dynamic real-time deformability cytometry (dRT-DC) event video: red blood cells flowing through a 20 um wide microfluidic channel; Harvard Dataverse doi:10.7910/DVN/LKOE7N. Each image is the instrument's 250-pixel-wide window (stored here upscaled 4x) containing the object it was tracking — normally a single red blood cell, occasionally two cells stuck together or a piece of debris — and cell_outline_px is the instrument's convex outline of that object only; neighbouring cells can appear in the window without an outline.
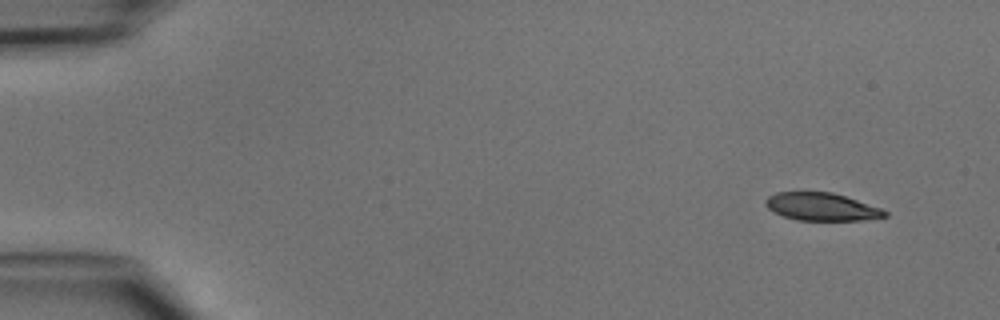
{"species": "common noctule bat (a hibernating species)", "species_latin": "Nyctalus noctula", "temperature_condition": "cold", "stored_images_in_passage": 4, "camera_frame_rate_fps": 3000, "um_per_image_px": 0.085, "animal": {"sex": "male", "body_mass_g": 15.6}, "frame": {"image": 1, "passage_image": 1, "time_ms": 0.0, "image_size_px": [1000, 320], "cell_outline_px": [[888, 216], [864, 220], [796, 220], [784, 216], [768, 208], [764, 204], [764, 200], [768, 196], [776, 192], [832, 192], [880, 208], [888, 212]], "centroid_in_image_um": [69.81, 17.57], "position_along_channel_um": 15.2, "area_um2": 19.13}}
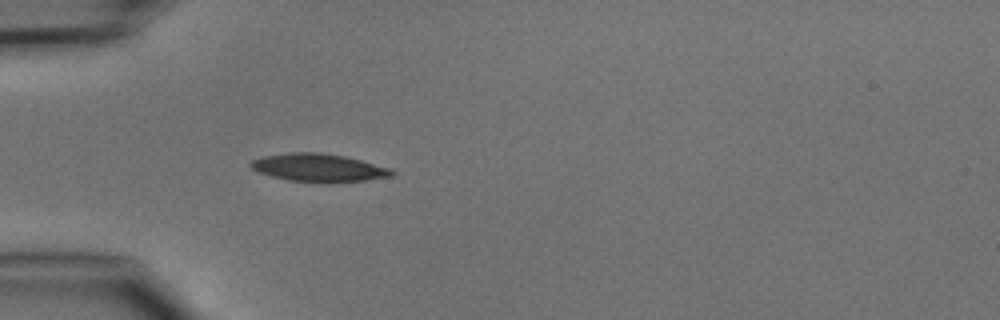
{"frame": {"image": 2, "passage_image": 4, "time_ms": 3.667, "image_size_px": [1000, 320], "cell_outline_px": [[396, 172], [392, 176], [364, 180], [288, 180], [256, 172], [248, 164], [252, 160], [264, 156], [288, 152], [320, 152], [344, 156], [392, 168]], "centroid_in_image_um": [27.05, 14.21], "position_along_channel_um": 57.9, "area_um2": 22.25}}